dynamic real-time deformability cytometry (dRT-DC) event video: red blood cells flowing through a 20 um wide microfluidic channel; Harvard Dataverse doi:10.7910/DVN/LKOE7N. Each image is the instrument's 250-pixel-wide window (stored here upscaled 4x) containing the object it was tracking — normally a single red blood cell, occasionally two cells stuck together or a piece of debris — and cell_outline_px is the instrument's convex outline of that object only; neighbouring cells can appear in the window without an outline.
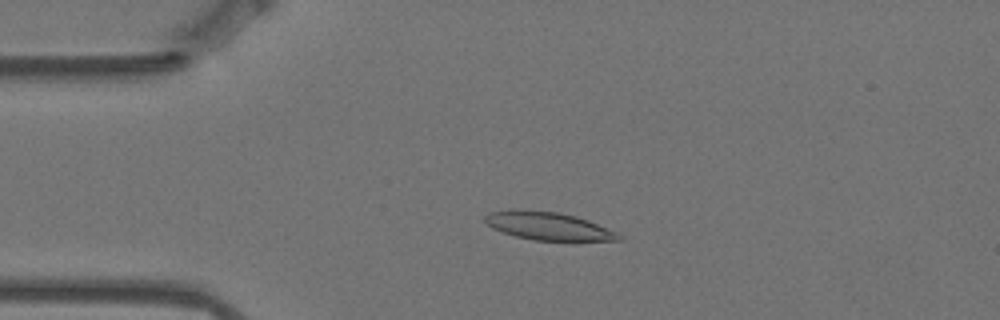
{"species": "Egyptian fruit bat (a non-hibernating species)", "species_latin": "Rousettus aegyptiacus", "temperature_condition": "warm", "stored_images_in_passage": 58, "camera_frame_rate_fps": 3000, "um_per_image_px": 0.085, "animal": {"sex": "female"}, "frame": {"image": 1, "passage_image": 13, "time_ms": 4.0, "image_size_px": [1000, 320], "cell_outline_px": [[624, 240], [532, 240], [516, 236], [492, 228], [484, 220], [484, 216], [488, 212], [512, 208], [516, 208], [560, 212], [576, 216], [588, 220], [616, 232], [624, 236]], "centroid_in_image_um": [46.56, 19.18], "position_along_channel_um": 38.4, "area_um2": 21.96}}
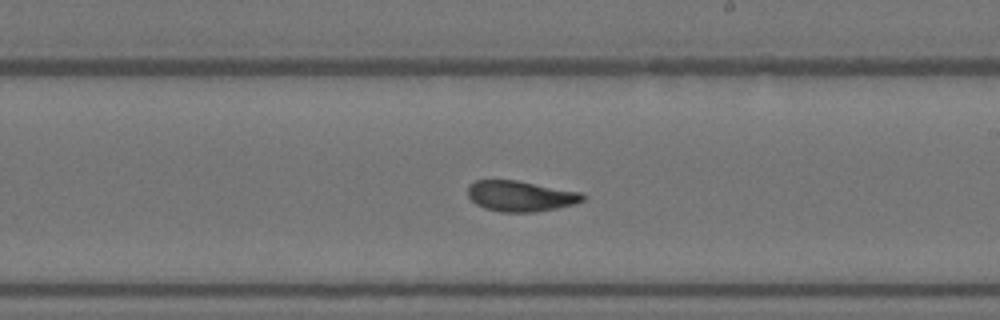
{"frame": {"image": 2, "passage_image": 33, "time_ms": 10.667, "image_size_px": [1000, 320], "cell_outline_px": [[584, 200], [576, 204], [536, 212], [500, 212], [484, 208], [476, 204], [468, 196], [468, 184], [476, 180], [516, 180], [580, 192], [584, 196]], "centroid_in_image_um": [44.22, 16.67], "position_along_channel_um": 244.8, "area_um2": 20.52}}
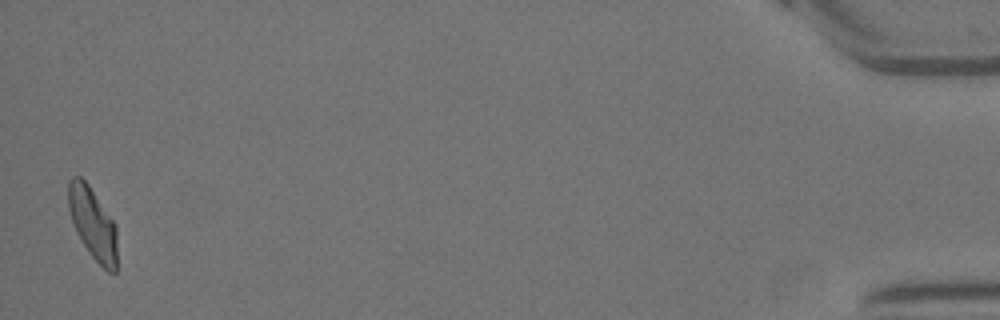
{"frame": {"image": 3, "passage_image": 57, "time_ms": 18.667, "image_size_px": [1000, 320], "cell_outline_px": [[116, 272], [108, 272], [88, 252], [76, 232], [68, 208], [68, 180], [72, 176], [80, 176], [88, 184], [116, 224]], "centroid_in_image_um": [7.87, 18.97], "position_along_channel_um": 427.3, "area_um2": 20.29}, "authors_computed_cell_mechanics": {"area_um2": 20.8658, "velocity_mm_per_s": 3.4845, "shape_relaxation_time_tau1_ms": 6.6268, "shape_relaxation_time_tau2_ms": 1.4264, "deformation_change_tau1": 0.2253, "deformation_change_tau2": 0.0826}}